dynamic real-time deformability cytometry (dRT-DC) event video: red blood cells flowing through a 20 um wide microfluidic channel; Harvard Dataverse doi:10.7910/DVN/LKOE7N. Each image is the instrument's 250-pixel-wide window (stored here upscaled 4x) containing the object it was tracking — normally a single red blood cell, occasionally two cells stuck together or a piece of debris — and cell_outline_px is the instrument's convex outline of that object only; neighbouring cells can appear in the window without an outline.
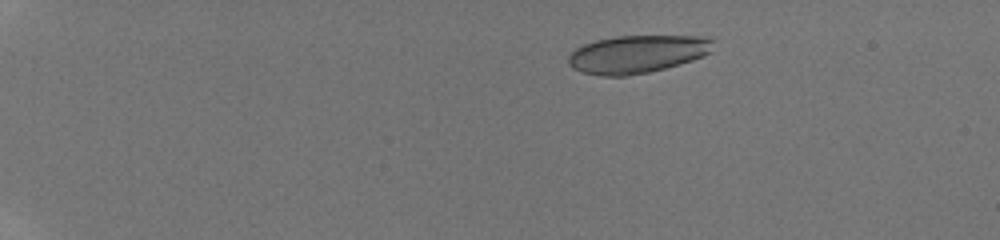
{"species": "human", "species_latin": "Homo sapiens", "temperature_condition": "room temperature", "stored_images_in_passage": 8, "camera_frame_rate_fps": 3000, "um_per_image_px": 0.085, "donor": {"sex": "male"}, "frame": {"image": 1, "passage_image": 4, "time_ms": 3.0, "image_size_px": [1000, 240], "cell_outline_px": [[716, 40], [712, 52], [704, 56], [680, 64], [648, 72], [628, 76], [604, 76], [584, 72], [572, 68], [568, 64], [568, 56], [576, 48], [584, 44], [596, 40], [616, 36], [712, 36]], "centroid_in_image_um": [54.23, 4.58], "position_along_channel_um": 30.8, "area_um2": 32.25}}
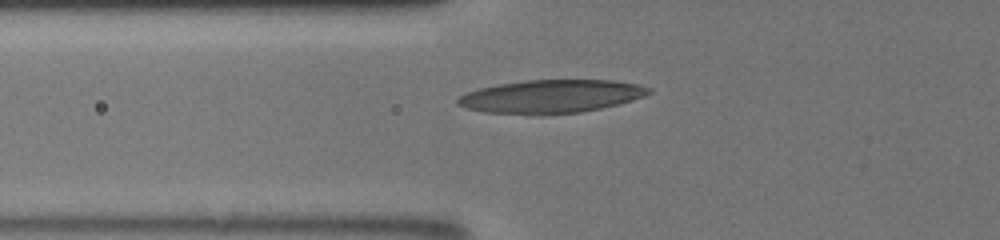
{"frame": {"image": 2, "passage_image": 8, "time_ms": 7.0, "image_size_px": [1000, 240], "cell_outline_px": [[652, 92], [644, 96], [632, 100], [600, 108], [580, 112], [544, 116], [528, 116], [484, 112], [464, 108], [456, 104], [456, 100], [464, 92], [476, 88], [500, 84], [528, 80], [616, 80], [640, 84], [652, 88]], "centroid_in_image_um": [46.79, 8.21], "position_along_channel_um": 79.0, "area_um2": 37.8}}